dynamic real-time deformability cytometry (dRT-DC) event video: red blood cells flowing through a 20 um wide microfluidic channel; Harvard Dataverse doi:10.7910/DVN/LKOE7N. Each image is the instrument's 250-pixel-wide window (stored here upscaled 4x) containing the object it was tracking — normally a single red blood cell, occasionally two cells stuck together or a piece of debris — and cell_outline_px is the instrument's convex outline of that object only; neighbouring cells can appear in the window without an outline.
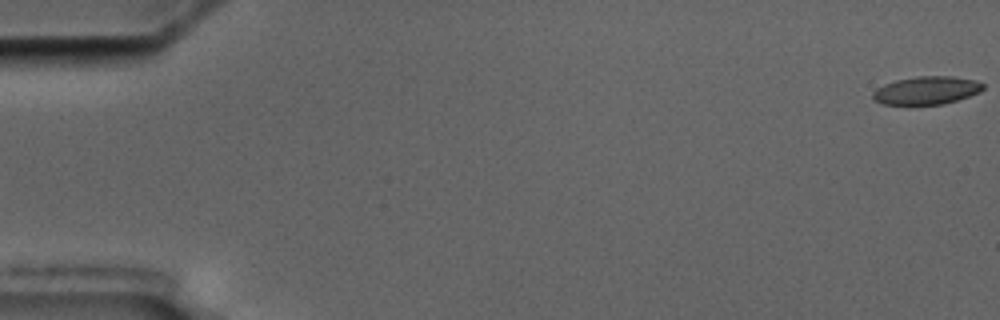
{"species": "common noctule bat (a hibernating species)", "species_latin": "Nyctalus noctula", "temperature_condition": "cold", "stored_images_in_passage": 6, "camera_frame_rate_fps": 3000, "um_per_image_px": 0.085, "animal": {"sex": "male", "body_mass_g": 17.5, "forearm_length_mm": 52.3}, "frame": {"image": 1, "passage_image": 1, "time_ms": 0.0, "image_size_px": [1000, 320], "cell_outline_px": [[984, 88], [980, 92], [944, 104], [880, 104], [872, 96], [872, 92], [876, 88], [884, 84], [896, 80], [916, 76], [952, 76], [976, 80], [984, 84]], "centroid_in_image_um": [78.75, 7.67], "position_along_channel_um": 6.2, "area_um2": 17.98}}
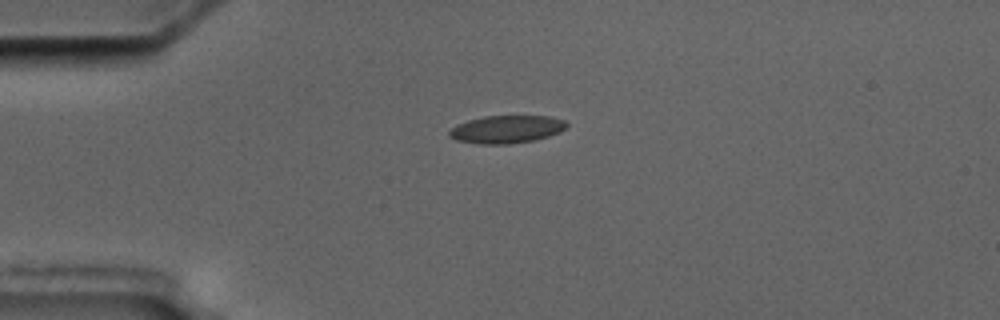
{"frame": {"image": 2, "passage_image": 4, "time_ms": 4.667, "image_size_px": [1000, 320], "cell_outline_px": [[568, 124], [560, 132], [548, 136], [532, 140], [508, 144], [480, 144], [456, 140], [448, 136], [448, 132], [456, 124], [468, 120], [484, 116], [548, 116], [564, 120]], "centroid_in_image_um": [43.02, 10.99], "position_along_channel_um": 42.0, "area_um2": 18.9}}